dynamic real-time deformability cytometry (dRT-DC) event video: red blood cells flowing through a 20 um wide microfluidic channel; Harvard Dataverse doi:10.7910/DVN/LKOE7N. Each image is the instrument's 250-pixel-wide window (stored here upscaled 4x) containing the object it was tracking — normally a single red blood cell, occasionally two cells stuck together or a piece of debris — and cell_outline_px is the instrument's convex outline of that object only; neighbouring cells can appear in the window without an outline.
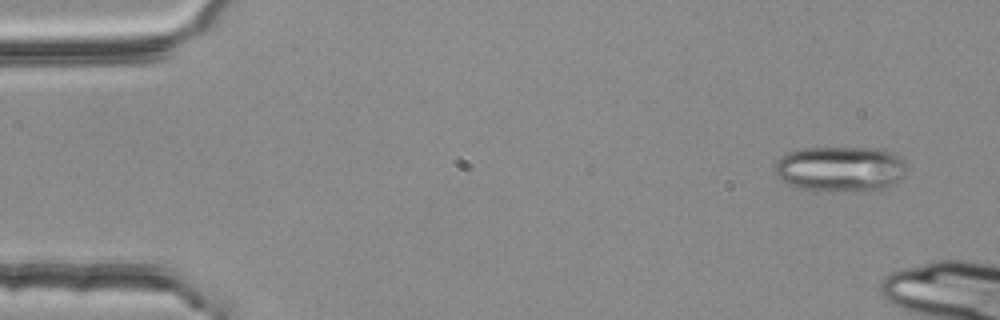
{"species": "common noctule bat (a hibernating species)", "species_latin": "Nyctalus noctula", "temperature_condition": "room temperature", "stored_images_in_passage": 3, "camera_frame_rate_fps": 3000, "um_per_image_px": 0.085, "animal": {"sex": "female", "body_mass_g": 25.1}, "frame": {"image": 1, "passage_image": 1, "time_ms": 0.0, "image_size_px": [1000, 320], "cell_outline_px": [[904, 176], [888, 188], [880, 192], [812, 192], [796, 188], [780, 180], [776, 176], [772, 168], [776, 160], [788, 152], [796, 148], [884, 148], [892, 152], [904, 160]], "centroid_in_image_um": [71.39, 14.4], "position_along_channel_um": 13.6, "area_um2": 36.47}}